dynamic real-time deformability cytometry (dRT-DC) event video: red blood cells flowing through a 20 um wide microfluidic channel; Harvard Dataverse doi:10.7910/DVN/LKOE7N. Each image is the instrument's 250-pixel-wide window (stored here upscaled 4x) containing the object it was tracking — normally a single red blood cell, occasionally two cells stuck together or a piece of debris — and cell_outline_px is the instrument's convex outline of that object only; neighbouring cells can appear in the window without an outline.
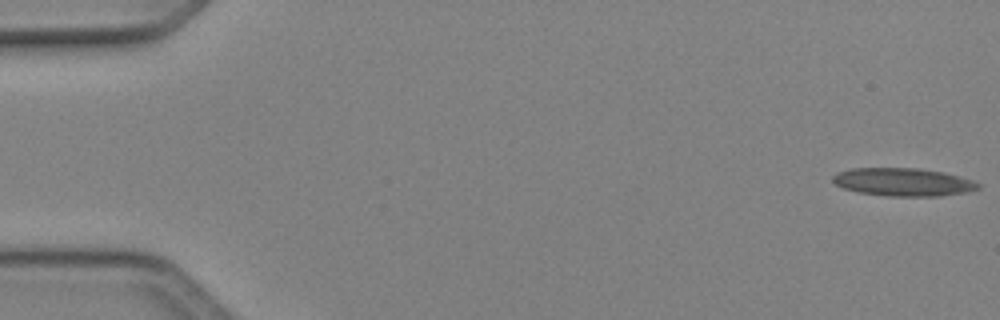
{"species": "Egyptian fruit bat (a non-hibernating species)", "species_latin": "Rousettus aegyptiacus", "temperature_condition": "cold", "stored_images_in_passage": 49, "camera_frame_rate_fps": 3000, "um_per_image_px": 0.085, "animal": {"sex": "female"}, "frame": {"image": 1, "passage_image": 1, "time_ms": 0.0, "image_size_px": [1000, 320], "cell_outline_px": [[980, 188], [964, 192], [940, 196], [888, 196], [860, 192], [844, 188], [836, 184], [832, 180], [832, 176], [836, 172], [852, 168], [916, 168], [944, 172], [972, 180], [980, 184]], "centroid_in_image_um": [76.75, 15.47], "position_along_channel_um": 8.3, "area_um2": 23.58}}
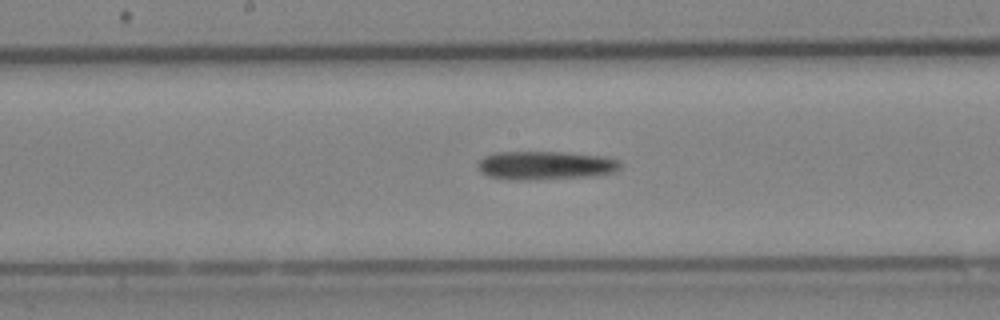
{"frame": {"image": 2, "passage_image": 26, "time_ms": 8.333, "image_size_px": [1000, 320], "cell_outline_px": [[620, 168], [616, 172], [596, 176], [536, 180], [516, 180], [488, 176], [480, 172], [476, 168], [476, 164], [484, 156], [492, 152], [568, 152], [608, 156], [620, 160]], "centroid_in_image_um": [46.39, 14.06], "position_along_channel_um": 201.8, "area_um2": 24.39}}
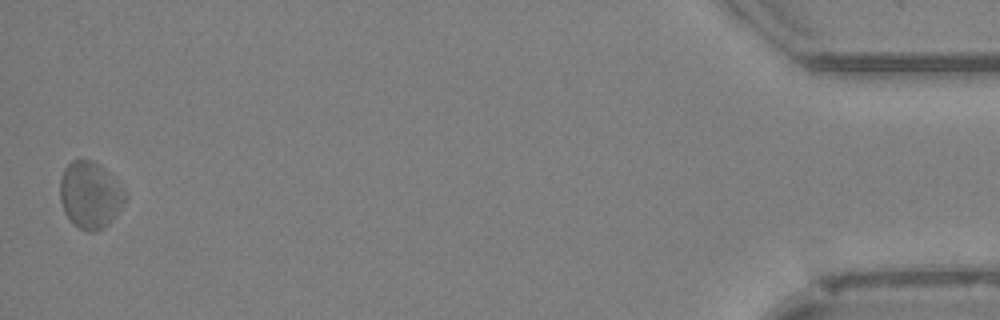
{"frame": {"image": 3, "passage_image": 49, "time_ms": 16.0, "image_size_px": [1000, 320], "cell_outline_px": [[128, 200], [108, 224], [92, 232], [88, 232], [72, 224], [64, 212], [60, 200], [60, 176], [64, 168], [72, 160], [92, 160], [100, 164], [128, 192]], "centroid_in_image_um": [7.68, 16.56], "position_along_channel_um": 427.5, "area_um2": 25.66}}